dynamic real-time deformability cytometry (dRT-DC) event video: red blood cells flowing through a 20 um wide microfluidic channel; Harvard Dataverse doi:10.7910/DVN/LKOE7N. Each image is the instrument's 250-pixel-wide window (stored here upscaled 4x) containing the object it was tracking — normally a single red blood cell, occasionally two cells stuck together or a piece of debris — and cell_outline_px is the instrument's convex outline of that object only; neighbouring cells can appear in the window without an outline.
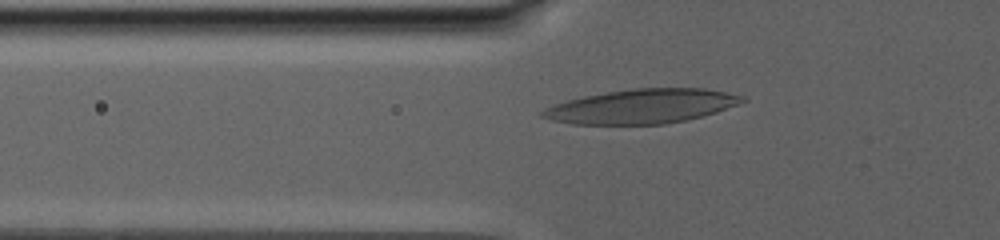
{"species": "human", "species_latin": "Homo sapiens", "temperature_condition": "warm", "stored_images_in_passage": 29, "camera_frame_rate_fps": 3000, "um_per_image_px": 0.085, "donor": {"sex": "male"}, "frame": {"image": 1, "passage_image": 2, "time_ms": 0.333, "image_size_px": [1000, 240], "cell_outline_px": [[748, 100], [716, 112], [704, 116], [664, 124], [572, 124], [552, 120], [540, 116], [540, 112], [544, 108], [568, 100], [584, 96], [632, 88], [704, 88], [744, 96]], "centroid_in_image_um": [54.55, 9.04], "position_along_channel_um": 71.2, "area_um2": 39.71}}
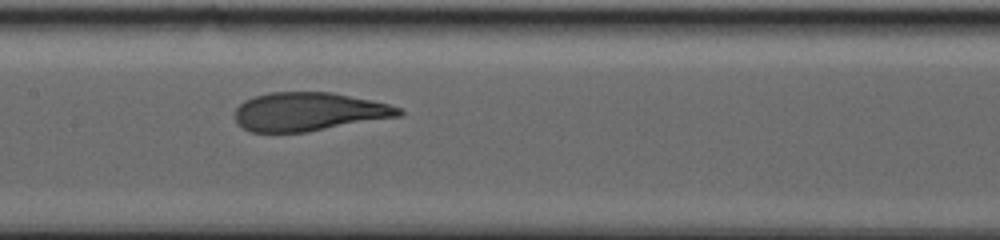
{"frame": {"image": 2, "passage_image": 13, "time_ms": 4.667, "image_size_px": [1000, 240], "cell_outline_px": [[404, 112], [400, 116], [308, 132], [252, 132], [244, 128], [236, 120], [236, 108], [244, 100], [268, 92], [332, 92], [372, 100], [388, 104], [400, 108]], "centroid_in_image_um": [26.26, 9.49], "position_along_channel_um": 181.1, "area_um2": 36.7}}
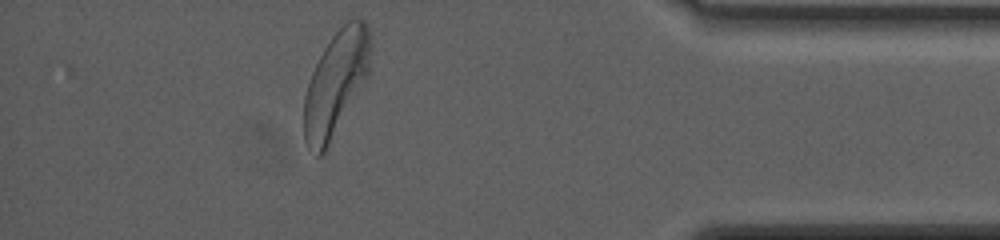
{"frame": {"image": 3, "passage_image": 28, "time_ms": 14.333, "image_size_px": [1000, 240], "cell_outline_px": [[372, 44], [368, 76], [324, 152], [320, 156], [316, 156], [308, 148], [304, 140], [304, 96], [312, 72], [324, 48], [332, 36], [352, 16], [356, 16], [364, 20], [372, 36]], "centroid_in_image_um": [28.57, 7.04], "position_along_channel_um": 406.6, "area_um2": 40.52}, "authors_computed_cell_mechanics": {"area_um2": 37.9168, "velocity_mm_per_s": 2.6386, "shape_relaxation_time_tau1_ms": 8.087, "shape_relaxation_time_tau2_ms": 1.4609, "deformation_change_tau1": 0.2465, "deformation_change_tau2": 0.0919}}